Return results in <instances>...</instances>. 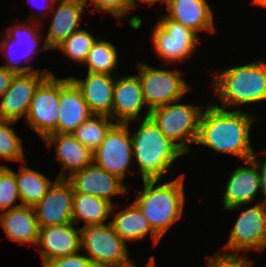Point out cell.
<instances>
[{
  "label": "cell",
  "mask_w": 266,
  "mask_h": 267,
  "mask_svg": "<svg viewBox=\"0 0 266 267\" xmlns=\"http://www.w3.org/2000/svg\"><path fill=\"white\" fill-rule=\"evenodd\" d=\"M114 208L113 205L111 209L113 220L110 223L125 242L143 239L150 233L154 245L158 244L161 237L151 228L149 221L134 202L122 211L114 212Z\"/></svg>",
  "instance_id": "25"
},
{
  "label": "cell",
  "mask_w": 266,
  "mask_h": 267,
  "mask_svg": "<svg viewBox=\"0 0 266 267\" xmlns=\"http://www.w3.org/2000/svg\"><path fill=\"white\" fill-rule=\"evenodd\" d=\"M72 207L73 223L76 225L80 220H84L83 226H87L105 224L113 205L102 198L74 193Z\"/></svg>",
  "instance_id": "26"
},
{
  "label": "cell",
  "mask_w": 266,
  "mask_h": 267,
  "mask_svg": "<svg viewBox=\"0 0 266 267\" xmlns=\"http://www.w3.org/2000/svg\"><path fill=\"white\" fill-rule=\"evenodd\" d=\"M138 78L148 110L144 118L149 117L150 110L180 101L192 87L180 75L179 70H161L142 62L138 63Z\"/></svg>",
  "instance_id": "7"
},
{
  "label": "cell",
  "mask_w": 266,
  "mask_h": 267,
  "mask_svg": "<svg viewBox=\"0 0 266 267\" xmlns=\"http://www.w3.org/2000/svg\"><path fill=\"white\" fill-rule=\"evenodd\" d=\"M145 105L138 75L115 78L112 121L122 124L130 123L139 118V113Z\"/></svg>",
  "instance_id": "17"
},
{
  "label": "cell",
  "mask_w": 266,
  "mask_h": 267,
  "mask_svg": "<svg viewBox=\"0 0 266 267\" xmlns=\"http://www.w3.org/2000/svg\"><path fill=\"white\" fill-rule=\"evenodd\" d=\"M252 4L263 6L266 8V0H253Z\"/></svg>",
  "instance_id": "40"
},
{
  "label": "cell",
  "mask_w": 266,
  "mask_h": 267,
  "mask_svg": "<svg viewBox=\"0 0 266 267\" xmlns=\"http://www.w3.org/2000/svg\"><path fill=\"white\" fill-rule=\"evenodd\" d=\"M266 154V150L264 151ZM250 160L256 165L258 172H259V185H260V192L264 196L263 203L266 204V159L263 161L257 159L255 153L251 156Z\"/></svg>",
  "instance_id": "36"
},
{
  "label": "cell",
  "mask_w": 266,
  "mask_h": 267,
  "mask_svg": "<svg viewBox=\"0 0 266 267\" xmlns=\"http://www.w3.org/2000/svg\"><path fill=\"white\" fill-rule=\"evenodd\" d=\"M131 139L133 155L142 180H160L173 162L184 154L159 130L150 117L143 119Z\"/></svg>",
  "instance_id": "4"
},
{
  "label": "cell",
  "mask_w": 266,
  "mask_h": 267,
  "mask_svg": "<svg viewBox=\"0 0 266 267\" xmlns=\"http://www.w3.org/2000/svg\"><path fill=\"white\" fill-rule=\"evenodd\" d=\"M117 63L116 47L108 41L97 39L88 52L84 64L88 65V72L112 75L111 72L115 69Z\"/></svg>",
  "instance_id": "29"
},
{
  "label": "cell",
  "mask_w": 266,
  "mask_h": 267,
  "mask_svg": "<svg viewBox=\"0 0 266 267\" xmlns=\"http://www.w3.org/2000/svg\"><path fill=\"white\" fill-rule=\"evenodd\" d=\"M95 41L96 38L89 31L80 29L55 49L63 51L66 57L80 65L85 63L88 52L92 49Z\"/></svg>",
  "instance_id": "30"
},
{
  "label": "cell",
  "mask_w": 266,
  "mask_h": 267,
  "mask_svg": "<svg viewBox=\"0 0 266 267\" xmlns=\"http://www.w3.org/2000/svg\"><path fill=\"white\" fill-rule=\"evenodd\" d=\"M7 237L20 244H37L39 226L34 207L21 205L0 214Z\"/></svg>",
  "instance_id": "24"
},
{
  "label": "cell",
  "mask_w": 266,
  "mask_h": 267,
  "mask_svg": "<svg viewBox=\"0 0 266 267\" xmlns=\"http://www.w3.org/2000/svg\"><path fill=\"white\" fill-rule=\"evenodd\" d=\"M15 121L0 120V159L14 160L25 164V155L22 147V139L17 136L10 125Z\"/></svg>",
  "instance_id": "31"
},
{
  "label": "cell",
  "mask_w": 266,
  "mask_h": 267,
  "mask_svg": "<svg viewBox=\"0 0 266 267\" xmlns=\"http://www.w3.org/2000/svg\"><path fill=\"white\" fill-rule=\"evenodd\" d=\"M20 199L15 172L8 166H4L0 170V210L3 212L12 208H17L22 204H16L17 199Z\"/></svg>",
  "instance_id": "32"
},
{
  "label": "cell",
  "mask_w": 266,
  "mask_h": 267,
  "mask_svg": "<svg viewBox=\"0 0 266 267\" xmlns=\"http://www.w3.org/2000/svg\"><path fill=\"white\" fill-rule=\"evenodd\" d=\"M81 249L95 267H124L130 265L126 242L109 222L102 225L80 227Z\"/></svg>",
  "instance_id": "6"
},
{
  "label": "cell",
  "mask_w": 266,
  "mask_h": 267,
  "mask_svg": "<svg viewBox=\"0 0 266 267\" xmlns=\"http://www.w3.org/2000/svg\"><path fill=\"white\" fill-rule=\"evenodd\" d=\"M206 108L200 117L196 144L228 153L244 162L249 160L254 153L249 139L253 115L239 108L228 111L212 103Z\"/></svg>",
  "instance_id": "1"
},
{
  "label": "cell",
  "mask_w": 266,
  "mask_h": 267,
  "mask_svg": "<svg viewBox=\"0 0 266 267\" xmlns=\"http://www.w3.org/2000/svg\"><path fill=\"white\" fill-rule=\"evenodd\" d=\"M60 79L49 74L38 86L26 114V123L44 139L56 133L59 118Z\"/></svg>",
  "instance_id": "9"
},
{
  "label": "cell",
  "mask_w": 266,
  "mask_h": 267,
  "mask_svg": "<svg viewBox=\"0 0 266 267\" xmlns=\"http://www.w3.org/2000/svg\"><path fill=\"white\" fill-rule=\"evenodd\" d=\"M211 88L215 91L222 106H241L266 100V62H252L243 66L228 68L213 80Z\"/></svg>",
  "instance_id": "3"
},
{
  "label": "cell",
  "mask_w": 266,
  "mask_h": 267,
  "mask_svg": "<svg viewBox=\"0 0 266 267\" xmlns=\"http://www.w3.org/2000/svg\"><path fill=\"white\" fill-rule=\"evenodd\" d=\"M43 140L48 147L56 144L57 158L63 166L57 178H68L93 163V152L82 145L71 133L49 134ZM66 169L69 171L68 174L65 173Z\"/></svg>",
  "instance_id": "22"
},
{
  "label": "cell",
  "mask_w": 266,
  "mask_h": 267,
  "mask_svg": "<svg viewBox=\"0 0 266 267\" xmlns=\"http://www.w3.org/2000/svg\"><path fill=\"white\" fill-rule=\"evenodd\" d=\"M30 1L33 2V0H30ZM49 2H52L50 5H51L52 7H54V4L57 3V0H50ZM40 3H41V2H40ZM44 4H45V3H44ZM52 4H53V5H52ZM50 5H47V6L45 5L46 8L42 6L43 10H45V11L49 10V8L51 7ZM39 7H40V6H39ZM40 8H41V7H40ZM44 8H45V9H44Z\"/></svg>",
  "instance_id": "41"
},
{
  "label": "cell",
  "mask_w": 266,
  "mask_h": 267,
  "mask_svg": "<svg viewBox=\"0 0 266 267\" xmlns=\"http://www.w3.org/2000/svg\"><path fill=\"white\" fill-rule=\"evenodd\" d=\"M86 7L85 0H60L51 19L50 29L41 51L55 49L74 32L80 30L81 15Z\"/></svg>",
  "instance_id": "20"
},
{
  "label": "cell",
  "mask_w": 266,
  "mask_h": 267,
  "mask_svg": "<svg viewBox=\"0 0 266 267\" xmlns=\"http://www.w3.org/2000/svg\"><path fill=\"white\" fill-rule=\"evenodd\" d=\"M85 2L89 7L93 4L94 10L108 12L119 20L135 7L133 0H85Z\"/></svg>",
  "instance_id": "33"
},
{
  "label": "cell",
  "mask_w": 266,
  "mask_h": 267,
  "mask_svg": "<svg viewBox=\"0 0 266 267\" xmlns=\"http://www.w3.org/2000/svg\"><path fill=\"white\" fill-rule=\"evenodd\" d=\"M178 102L150 110L149 117L184 154L192 153L189 145L196 144L203 108L194 104H176Z\"/></svg>",
  "instance_id": "5"
},
{
  "label": "cell",
  "mask_w": 266,
  "mask_h": 267,
  "mask_svg": "<svg viewBox=\"0 0 266 267\" xmlns=\"http://www.w3.org/2000/svg\"><path fill=\"white\" fill-rule=\"evenodd\" d=\"M133 1H134V6H137L136 0H133ZM140 1L141 2H145V3H147V4H149L151 6V5L155 4L158 1H161V2H165L166 3L167 0H140Z\"/></svg>",
  "instance_id": "39"
},
{
  "label": "cell",
  "mask_w": 266,
  "mask_h": 267,
  "mask_svg": "<svg viewBox=\"0 0 266 267\" xmlns=\"http://www.w3.org/2000/svg\"><path fill=\"white\" fill-rule=\"evenodd\" d=\"M153 29V48L165 60L163 68L169 63L186 60L194 53L197 44H200L197 33L181 23L170 20L166 15Z\"/></svg>",
  "instance_id": "8"
},
{
  "label": "cell",
  "mask_w": 266,
  "mask_h": 267,
  "mask_svg": "<svg viewBox=\"0 0 266 267\" xmlns=\"http://www.w3.org/2000/svg\"><path fill=\"white\" fill-rule=\"evenodd\" d=\"M15 178L21 204L30 207H34L54 183L42 173L23 165L19 173L15 172Z\"/></svg>",
  "instance_id": "27"
},
{
  "label": "cell",
  "mask_w": 266,
  "mask_h": 267,
  "mask_svg": "<svg viewBox=\"0 0 266 267\" xmlns=\"http://www.w3.org/2000/svg\"><path fill=\"white\" fill-rule=\"evenodd\" d=\"M59 107L56 133H72L92 115L80 89L69 77L60 78Z\"/></svg>",
  "instance_id": "19"
},
{
  "label": "cell",
  "mask_w": 266,
  "mask_h": 267,
  "mask_svg": "<svg viewBox=\"0 0 266 267\" xmlns=\"http://www.w3.org/2000/svg\"><path fill=\"white\" fill-rule=\"evenodd\" d=\"M207 267H252L251 261L245 256L225 252L207 256Z\"/></svg>",
  "instance_id": "34"
},
{
  "label": "cell",
  "mask_w": 266,
  "mask_h": 267,
  "mask_svg": "<svg viewBox=\"0 0 266 267\" xmlns=\"http://www.w3.org/2000/svg\"><path fill=\"white\" fill-rule=\"evenodd\" d=\"M67 179L71 182L74 193L102 198L112 205L114 203L111 202V196L129 192L121 179L94 163L73 173Z\"/></svg>",
  "instance_id": "15"
},
{
  "label": "cell",
  "mask_w": 266,
  "mask_h": 267,
  "mask_svg": "<svg viewBox=\"0 0 266 267\" xmlns=\"http://www.w3.org/2000/svg\"><path fill=\"white\" fill-rule=\"evenodd\" d=\"M108 116L92 114L79 125L71 134L89 150L94 152L102 143L106 133L115 124L109 122Z\"/></svg>",
  "instance_id": "28"
},
{
  "label": "cell",
  "mask_w": 266,
  "mask_h": 267,
  "mask_svg": "<svg viewBox=\"0 0 266 267\" xmlns=\"http://www.w3.org/2000/svg\"><path fill=\"white\" fill-rule=\"evenodd\" d=\"M113 76L87 72V77L84 80L73 76L69 78L80 89L92 114L105 115L111 118L115 85V78Z\"/></svg>",
  "instance_id": "21"
},
{
  "label": "cell",
  "mask_w": 266,
  "mask_h": 267,
  "mask_svg": "<svg viewBox=\"0 0 266 267\" xmlns=\"http://www.w3.org/2000/svg\"><path fill=\"white\" fill-rule=\"evenodd\" d=\"M52 72L15 73L9 88L0 97V120L18 121L26 118L31 100L39 84Z\"/></svg>",
  "instance_id": "12"
},
{
  "label": "cell",
  "mask_w": 266,
  "mask_h": 267,
  "mask_svg": "<svg viewBox=\"0 0 266 267\" xmlns=\"http://www.w3.org/2000/svg\"><path fill=\"white\" fill-rule=\"evenodd\" d=\"M44 267H95V265L87 256L77 253L55 258L47 262Z\"/></svg>",
  "instance_id": "35"
},
{
  "label": "cell",
  "mask_w": 266,
  "mask_h": 267,
  "mask_svg": "<svg viewBox=\"0 0 266 267\" xmlns=\"http://www.w3.org/2000/svg\"><path fill=\"white\" fill-rule=\"evenodd\" d=\"M246 166L237 167L230 175L223 194L225 210L240 209L242 205L255 200L260 192L259 172L256 165L249 159Z\"/></svg>",
  "instance_id": "18"
},
{
  "label": "cell",
  "mask_w": 266,
  "mask_h": 267,
  "mask_svg": "<svg viewBox=\"0 0 266 267\" xmlns=\"http://www.w3.org/2000/svg\"><path fill=\"white\" fill-rule=\"evenodd\" d=\"M135 263H131L130 265L124 266V267H135ZM144 267H155V258L154 256L150 257L149 263Z\"/></svg>",
  "instance_id": "38"
},
{
  "label": "cell",
  "mask_w": 266,
  "mask_h": 267,
  "mask_svg": "<svg viewBox=\"0 0 266 267\" xmlns=\"http://www.w3.org/2000/svg\"><path fill=\"white\" fill-rule=\"evenodd\" d=\"M31 24H15L12 27L7 28V38L0 42V49L1 51L4 50L5 56L7 59V64L3 65L9 70L14 71L15 73H25V72H30V71H40L38 69H33L31 65L29 66H20V62L24 60L23 62L29 63L30 58H33L34 53L37 52V47L41 42L40 37H39V22ZM38 28V29H37ZM16 45H22L23 47L26 46L25 50L26 51H21V55L15 54L17 49L15 48ZM15 49H12V48ZM28 48V49H27ZM22 49V48H21ZM24 52V53H23Z\"/></svg>",
  "instance_id": "14"
},
{
  "label": "cell",
  "mask_w": 266,
  "mask_h": 267,
  "mask_svg": "<svg viewBox=\"0 0 266 267\" xmlns=\"http://www.w3.org/2000/svg\"><path fill=\"white\" fill-rule=\"evenodd\" d=\"M74 189L67 178H56L47 194L34 206L39 227L71 223Z\"/></svg>",
  "instance_id": "13"
},
{
  "label": "cell",
  "mask_w": 266,
  "mask_h": 267,
  "mask_svg": "<svg viewBox=\"0 0 266 267\" xmlns=\"http://www.w3.org/2000/svg\"><path fill=\"white\" fill-rule=\"evenodd\" d=\"M170 20L181 23L198 34L200 31L214 33V16L206 0H167Z\"/></svg>",
  "instance_id": "23"
},
{
  "label": "cell",
  "mask_w": 266,
  "mask_h": 267,
  "mask_svg": "<svg viewBox=\"0 0 266 267\" xmlns=\"http://www.w3.org/2000/svg\"><path fill=\"white\" fill-rule=\"evenodd\" d=\"M129 123H115L106 133L101 145L93 152V163L124 182L130 165L133 144Z\"/></svg>",
  "instance_id": "10"
},
{
  "label": "cell",
  "mask_w": 266,
  "mask_h": 267,
  "mask_svg": "<svg viewBox=\"0 0 266 267\" xmlns=\"http://www.w3.org/2000/svg\"><path fill=\"white\" fill-rule=\"evenodd\" d=\"M15 72L7 69L4 66H0V97L9 88Z\"/></svg>",
  "instance_id": "37"
},
{
  "label": "cell",
  "mask_w": 266,
  "mask_h": 267,
  "mask_svg": "<svg viewBox=\"0 0 266 267\" xmlns=\"http://www.w3.org/2000/svg\"><path fill=\"white\" fill-rule=\"evenodd\" d=\"M73 222L47 227H39L37 246L43 266L59 257L77 254L81 249L80 228H74Z\"/></svg>",
  "instance_id": "16"
},
{
  "label": "cell",
  "mask_w": 266,
  "mask_h": 267,
  "mask_svg": "<svg viewBox=\"0 0 266 267\" xmlns=\"http://www.w3.org/2000/svg\"><path fill=\"white\" fill-rule=\"evenodd\" d=\"M184 179L158 184L160 180H142L143 191H138L134 203L140 208L151 228L162 238L167 230L178 221L184 209Z\"/></svg>",
  "instance_id": "2"
},
{
  "label": "cell",
  "mask_w": 266,
  "mask_h": 267,
  "mask_svg": "<svg viewBox=\"0 0 266 267\" xmlns=\"http://www.w3.org/2000/svg\"><path fill=\"white\" fill-rule=\"evenodd\" d=\"M266 247V204L258 203L243 210L224 245L225 253L264 250Z\"/></svg>",
  "instance_id": "11"
}]
</instances>
